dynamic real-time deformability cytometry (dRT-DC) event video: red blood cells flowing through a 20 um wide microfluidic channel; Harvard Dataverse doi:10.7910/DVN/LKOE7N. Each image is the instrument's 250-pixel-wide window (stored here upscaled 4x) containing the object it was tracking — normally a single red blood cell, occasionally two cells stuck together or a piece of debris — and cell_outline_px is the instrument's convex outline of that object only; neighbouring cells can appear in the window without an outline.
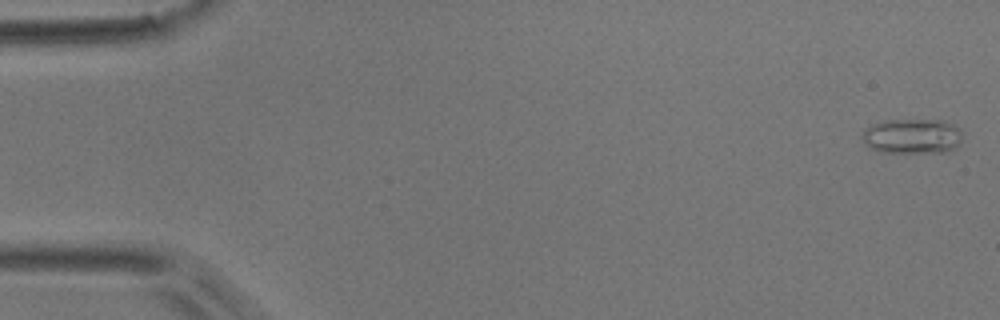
{"species": "common noctule bat (a hibernating species)", "species_latin": "Nyctalus noctula", "temperature_condition": "room temperature", "stored_images_in_passage": 5, "camera_frame_rate_fps": 3000, "um_per_image_px": 0.085, "animal": {"sex": "male", "body_mass_g": 17.9}, "frame": {"image": 1, "passage_image": 1, "time_ms": 0.0, "image_size_px": [1000, 320], "cell_outline_px": [[960, 140], [956, 148], [948, 152], [880, 152], [872, 148], [860, 136], [864, 128], [872, 124], [884, 120], [940, 120], [952, 124], [960, 128]], "centroid_in_image_um": [77.52, 11.57], "position_along_channel_um": 7.5, "area_um2": 20.4}}